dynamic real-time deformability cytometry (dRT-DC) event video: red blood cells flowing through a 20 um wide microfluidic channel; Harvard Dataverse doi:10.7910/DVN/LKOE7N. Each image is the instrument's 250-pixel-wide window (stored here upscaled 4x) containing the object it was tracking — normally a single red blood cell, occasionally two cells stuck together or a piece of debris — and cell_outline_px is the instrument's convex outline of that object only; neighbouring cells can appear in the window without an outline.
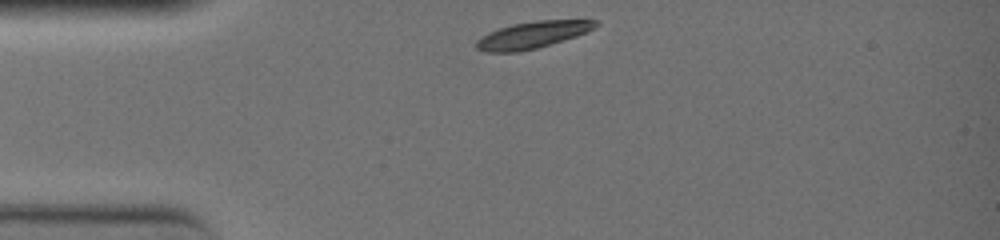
{"species": "common noctule bat (a hibernating species)", "species_latin": "Nyctalus noctula", "temperature_condition": "warm", "stored_images_in_passage": 22, "camera_frame_rate_fps": 3000, "um_per_image_px": 0.085, "animal": {"sex": "female", "body_mass_g": 19.0, "forearm_length_mm": 51.5}, "frame": {"image": 1, "passage_image": 1, "time_ms": 0.0, "image_size_px": [1000, 240], "cell_outline_px": [[600, 24], [596, 28], [576, 36], [536, 48], [520, 52], [484, 52], [476, 48], [476, 40], [480, 36], [488, 32], [512, 24], [536, 20], [596, 20]], "centroid_in_image_um": [45.24, 2.96], "position_along_channel_um": 39.8, "area_um2": 18.67}}
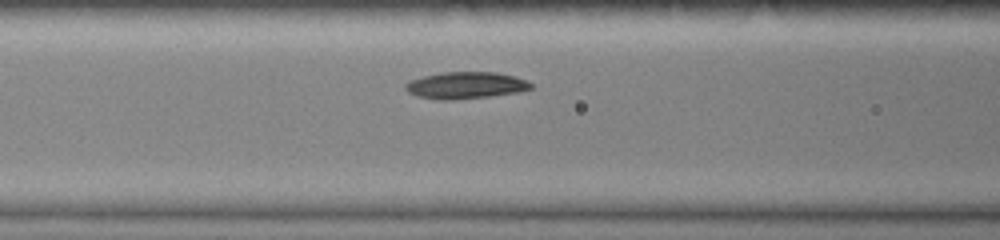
{"frame": {"image": 2, "passage_image": 10, "time_ms": 3.0, "image_size_px": [1000, 240], "cell_outline_px": [[532, 88], [520, 92], [488, 96], [452, 100], [440, 100], [416, 96], [408, 92], [404, 88], [404, 84], [408, 80], [440, 72], [496, 72], [528, 80], [532, 84]], "centroid_in_image_um": [39.55, 7.25], "position_along_channel_um": 127.1, "area_um2": 19.71}}
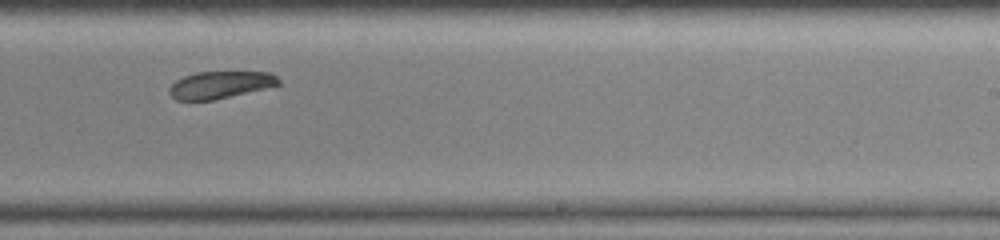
{"frame": {"image": 3, "passage_image": 21, "time_ms": 6.667, "image_size_px": [1000, 240], "cell_outline_px": [[280, 84], [264, 88], [212, 100], [176, 100], [168, 92], [168, 88], [176, 80], [184, 76], [196, 72], [272, 72], [280, 80]], "centroid_in_image_um": [18.69, 7.2], "position_along_channel_um": 270.3, "area_um2": 17.11}}